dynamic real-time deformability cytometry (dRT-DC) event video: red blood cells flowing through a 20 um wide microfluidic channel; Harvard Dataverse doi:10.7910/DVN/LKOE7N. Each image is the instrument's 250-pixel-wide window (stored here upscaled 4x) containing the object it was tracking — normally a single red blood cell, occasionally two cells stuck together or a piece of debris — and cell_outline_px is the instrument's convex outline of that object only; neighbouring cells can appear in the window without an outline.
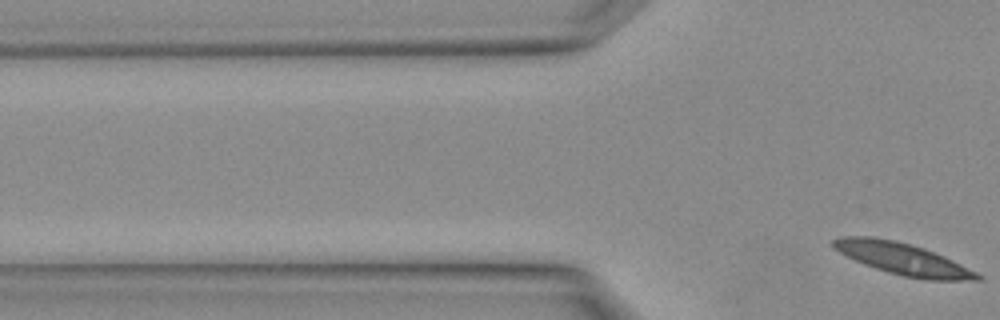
{"species": "Egyptian fruit bat (a non-hibernating species)", "species_latin": "Rousettus aegyptiacus", "temperature_condition": "warm", "stored_images_in_passage": 3, "segment_of_instrument_passage": [2, 2], "camera_frame_rate_fps": 3000, "um_per_image_px": 0.085, "animal": {"sex": "female"}, "frame": {"image": 1, "passage_image": 3, "time_ms": 0.667, "image_size_px": [1000, 320], "cell_outline_px": [[984, 280], [924, 280], [904, 276], [888, 272], [864, 264], [832, 248], [832, 240], [840, 236], [872, 236], [896, 240], [924, 248], [952, 260], [984, 276]], "centroid_in_image_um": [76.73, 22.0], "position_along_channel_um": 49.1, "area_um2": 26.59}}